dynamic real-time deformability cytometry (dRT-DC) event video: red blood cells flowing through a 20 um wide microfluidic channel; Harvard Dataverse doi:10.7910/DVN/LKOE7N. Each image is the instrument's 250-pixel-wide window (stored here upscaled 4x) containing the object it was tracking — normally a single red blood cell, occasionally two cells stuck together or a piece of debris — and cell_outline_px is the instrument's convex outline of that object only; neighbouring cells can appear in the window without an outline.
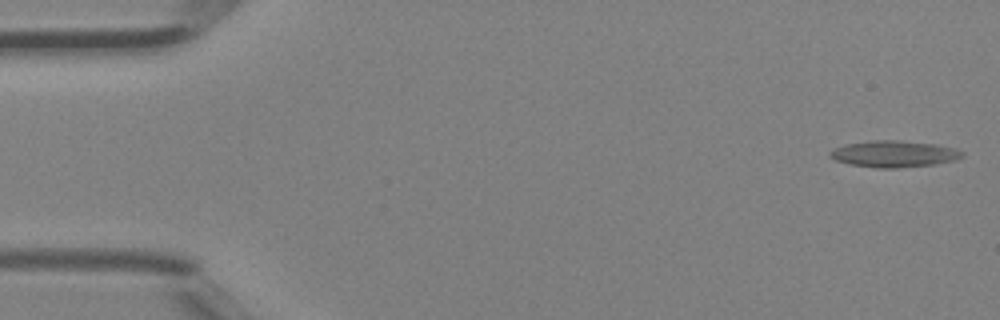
{"species": "Egyptian fruit bat (a non-hibernating species)", "species_latin": "Rousettus aegyptiacus", "temperature_condition": "room temperature", "stored_images_in_passage": 5, "camera_frame_rate_fps": 3000, "um_per_image_px": 0.085, "animal": {"sex": "female"}, "frame": {"image": 1, "passage_image": 1, "time_ms": 0.0, "image_size_px": [1000, 320], "cell_outline_px": [[964, 156], [952, 160], [936, 164], [900, 168], [876, 168], [848, 164], [836, 160], [828, 156], [828, 152], [844, 144], [868, 140], [900, 140], [936, 144], [956, 148], [964, 152]], "centroid_in_image_um": [75.97, 13.08], "position_along_channel_um": 9.0, "area_um2": 20.69}}
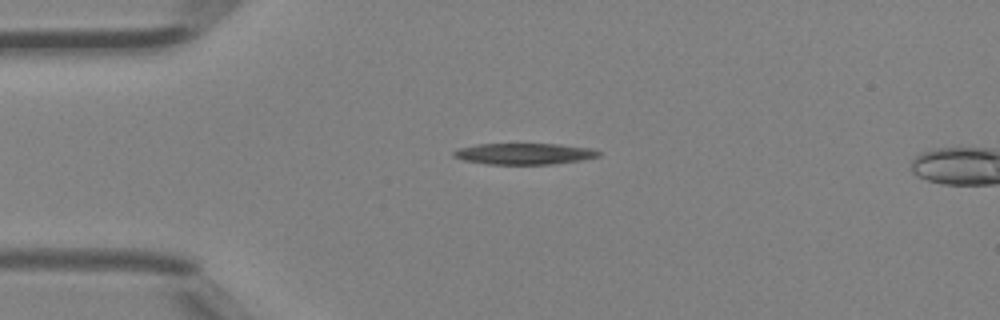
{"frame": {"image": 2, "passage_image": 4, "time_ms": 1.0, "image_size_px": [1000, 320], "cell_outline_px": [[604, 152], [600, 156], [584, 160], [552, 164], [488, 164], [464, 160], [452, 156], [452, 152], [460, 148], [476, 144], [556, 144], [592, 148]], "centroid_in_image_um": [44.62, 13.07], "position_along_channel_um": 40.4, "area_um2": 18.03}}